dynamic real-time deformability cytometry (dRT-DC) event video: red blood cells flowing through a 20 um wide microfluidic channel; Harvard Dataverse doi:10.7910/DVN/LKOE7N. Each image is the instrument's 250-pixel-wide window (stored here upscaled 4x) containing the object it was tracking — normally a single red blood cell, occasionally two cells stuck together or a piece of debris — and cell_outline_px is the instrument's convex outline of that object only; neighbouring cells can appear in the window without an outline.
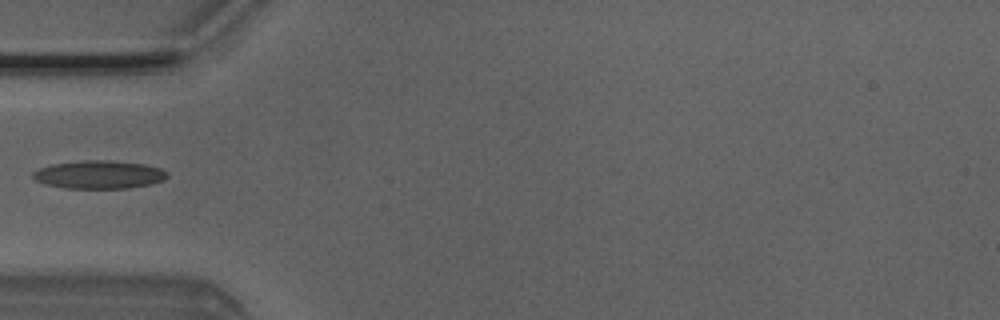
{"species": "Egyptian fruit bat (a non-hibernating species)", "species_latin": "Rousettus aegyptiacus", "temperature_condition": "room temperature", "stored_images_in_passage": 5, "camera_frame_rate_fps": 3000, "um_per_image_px": 0.085, "animal": {"sex": "male"}, "frame": {"image": 1, "passage_image": 4, "time_ms": 1.0, "image_size_px": [1000, 320], "cell_outline_px": [[168, 176], [164, 180], [152, 184], [128, 188], [64, 188], [44, 184], [36, 180], [32, 176], [32, 172], [40, 168], [52, 164], [84, 160], [116, 160], [144, 164], [160, 168], [168, 172]], "centroid_in_image_um": [8.44, 14.84], "position_along_channel_um": 76.6, "area_um2": 22.2}}